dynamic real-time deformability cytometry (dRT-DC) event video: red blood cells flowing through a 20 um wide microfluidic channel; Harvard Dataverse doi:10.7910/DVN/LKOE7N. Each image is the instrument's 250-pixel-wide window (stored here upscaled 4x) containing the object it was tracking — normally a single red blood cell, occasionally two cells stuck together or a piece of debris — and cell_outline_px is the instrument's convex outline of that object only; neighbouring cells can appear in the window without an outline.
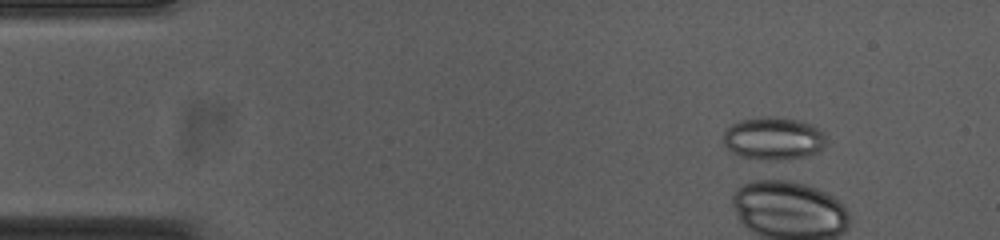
{"species": "common noctule bat (a hibernating species)", "species_latin": "Nyctalus noctula", "temperature_condition": "cold", "stored_images_in_passage": 3, "camera_frame_rate_fps": 3000, "um_per_image_px": 0.085, "animal": {"sex": "female", "body_mass_g": 23.0, "forearm_length_mm": 53.4}, "frame": {"image": 1, "passage_image": 3, "time_ms": 0.667, "image_size_px": [1000, 240], "cell_outline_px": [[824, 148], [820, 152], [804, 156], [780, 160], [768, 160], [740, 156], [732, 152], [724, 144], [724, 132], [732, 124], [740, 120], [764, 116], [776, 116], [796, 120], [812, 124], [824, 132]], "centroid_in_image_um": [65.75, 11.76], "position_along_channel_um": 19.2, "area_um2": 25.61}}